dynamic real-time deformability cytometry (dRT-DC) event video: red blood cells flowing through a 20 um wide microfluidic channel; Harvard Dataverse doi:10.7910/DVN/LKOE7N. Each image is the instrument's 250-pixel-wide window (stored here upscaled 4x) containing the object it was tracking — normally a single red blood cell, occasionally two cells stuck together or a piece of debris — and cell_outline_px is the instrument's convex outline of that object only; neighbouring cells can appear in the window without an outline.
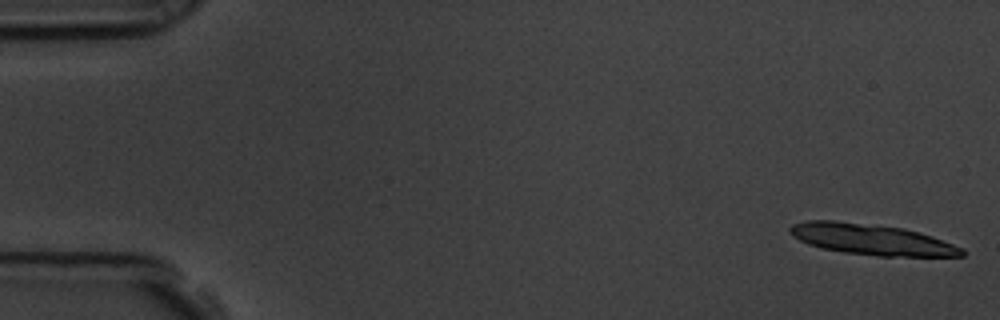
{"species": "common noctule bat (a hibernating species)", "species_latin": "Nyctalus noctula", "temperature_condition": "room temperature", "stored_images_in_passage": 16, "camera_frame_rate_fps": 3000, "um_per_image_px": 0.085, "animal": {"sex": "male", "body_mass_g": 19.5, "forearm_length_mm": 54.6}, "frame": {"image": 1, "passage_image": 1, "time_ms": 0.0, "image_size_px": [1000, 320], "cell_outline_px": [[964, 256], [880, 256], [844, 252], [820, 248], [808, 244], [792, 236], [788, 232], [788, 228], [792, 224], [808, 220], [836, 220], [904, 228], [920, 232], [932, 236], [964, 248]], "centroid_in_image_um": [74.06, 20.34], "position_along_channel_um": 10.9, "area_um2": 31.04}}